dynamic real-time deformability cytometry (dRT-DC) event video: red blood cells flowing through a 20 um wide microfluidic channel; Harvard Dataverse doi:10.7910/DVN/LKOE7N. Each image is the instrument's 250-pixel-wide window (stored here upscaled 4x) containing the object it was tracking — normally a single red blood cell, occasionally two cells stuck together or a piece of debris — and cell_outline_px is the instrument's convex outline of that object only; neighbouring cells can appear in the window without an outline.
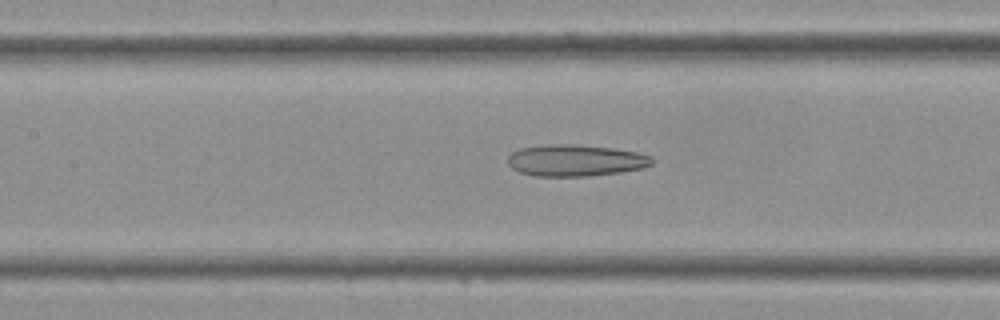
{"species": "Egyptian fruit bat (a non-hibernating species)", "species_latin": "Rousettus aegyptiacus", "temperature_condition": "cold", "stored_images_in_passage": 32, "camera_frame_rate_fps": 3000, "um_per_image_px": 0.085, "frame": {"image": 1, "passage_image": 10, "time_ms": 3.0, "image_size_px": [1000, 320], "cell_outline_px": [[656, 160], [652, 164], [644, 168], [620, 172], [592, 176], [532, 176], [520, 172], [512, 168], [508, 164], [508, 156], [512, 152], [520, 148], [548, 144], [576, 144], [612, 148], [636, 152], [652, 156]], "centroid_in_image_um": [48.93, 13.64], "position_along_channel_um": 158.5, "area_um2": 26.82}}
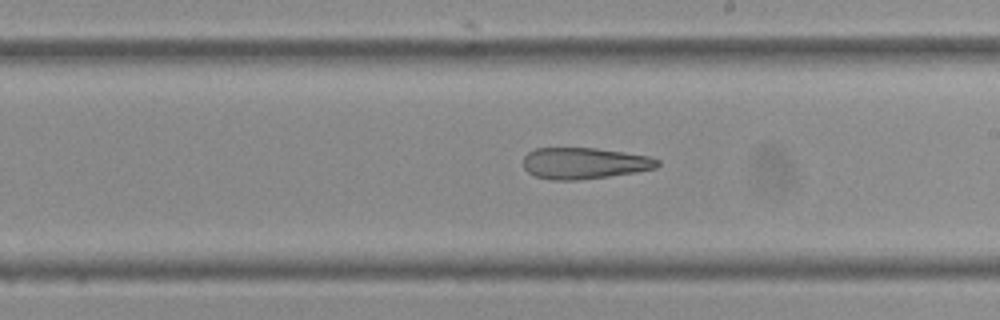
{"frame": {"image": 2, "passage_image": 15, "time_ms": 4.667, "image_size_px": [1000, 320], "cell_outline_px": [[660, 164], [656, 168], [636, 172], [608, 176], [576, 180], [552, 180], [536, 176], [528, 172], [524, 168], [524, 156], [528, 152], [536, 148], [596, 148], [624, 152], [648, 156], [660, 160]], "centroid_in_image_um": [49.67, 13.87], "position_along_channel_um": 239.3, "area_um2": 24.45}}
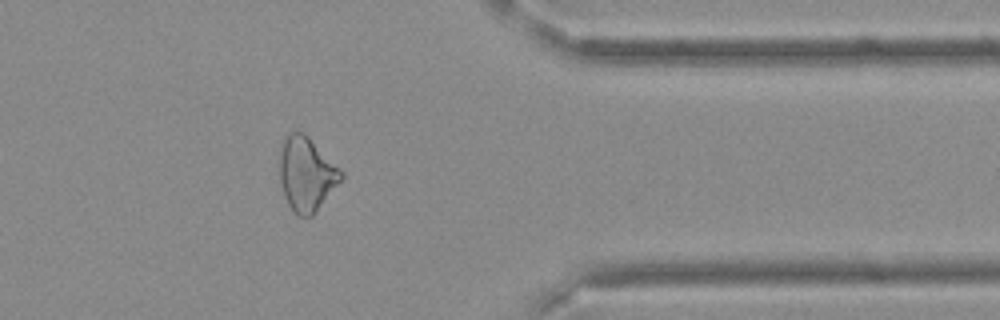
{"frame": {"image": 3, "passage_image": 25, "time_ms": 8.0, "image_size_px": [1000, 320], "cell_outline_px": [[344, 176], [316, 212], [312, 216], [296, 216], [292, 212], [284, 196], [280, 184], [280, 140], [288, 132], [296, 128], [304, 132], [344, 172]], "centroid_in_image_um": [26.01, 14.75], "position_along_channel_um": 385.4, "area_um2": 27.05}}